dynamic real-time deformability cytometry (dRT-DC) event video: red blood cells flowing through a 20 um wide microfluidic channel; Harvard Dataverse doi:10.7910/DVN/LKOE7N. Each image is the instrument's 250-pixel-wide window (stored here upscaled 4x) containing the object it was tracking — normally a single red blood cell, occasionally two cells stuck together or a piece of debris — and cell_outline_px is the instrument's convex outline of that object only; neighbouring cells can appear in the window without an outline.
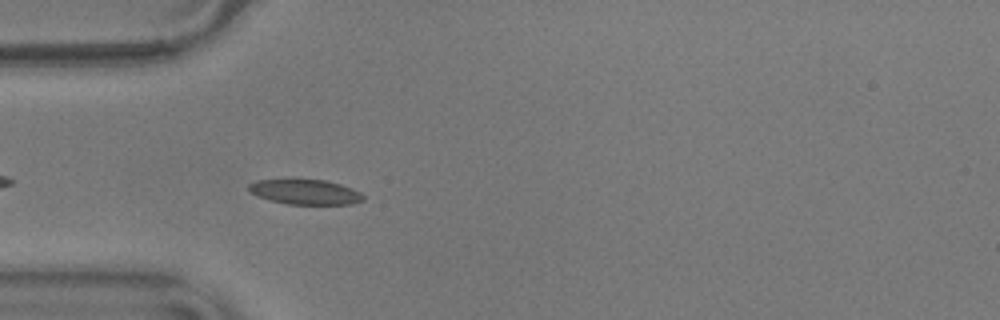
{"species": "common noctule bat (a hibernating species)", "species_latin": "Nyctalus noctula", "temperature_condition": "warm", "stored_images_in_passage": 44, "camera_frame_rate_fps": 3000, "um_per_image_px": 0.085, "animal": {"sex": "male", "body_mass_g": 17.9}, "frame": {"image": 1, "passage_image": 4, "time_ms": 1.0, "image_size_px": [1000, 320], "cell_outline_px": [[364, 200], [352, 204], [288, 204], [256, 196], [248, 192], [248, 184], [256, 180], [288, 176], [296, 176], [324, 180], [340, 184], [352, 188], [360, 192], [364, 196]], "centroid_in_image_um": [25.86, 16.25], "position_along_channel_um": 59.1, "area_um2": 17.69}}
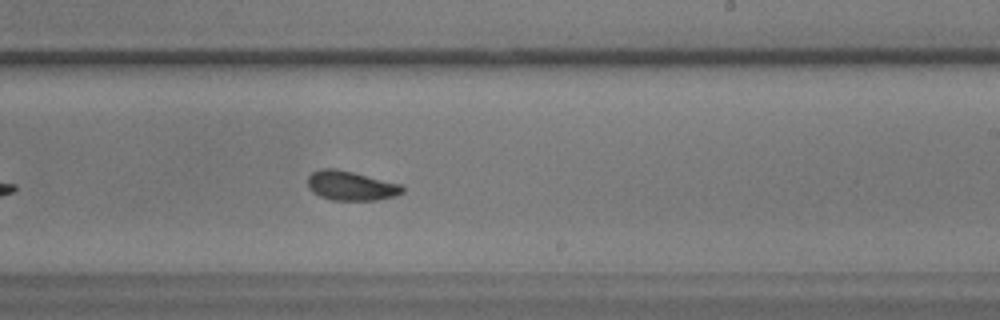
{"frame": {"image": 2, "passage_image": 21, "time_ms": 6.667, "image_size_px": [1000, 320], "cell_outline_px": [[404, 192], [396, 196], [376, 200], [332, 200], [320, 196], [312, 192], [308, 188], [308, 176], [312, 172], [320, 168], [336, 168], [400, 184], [404, 188]], "centroid_in_image_um": [29.8, 15.79], "position_along_channel_um": 259.2, "area_um2": 16.24}}
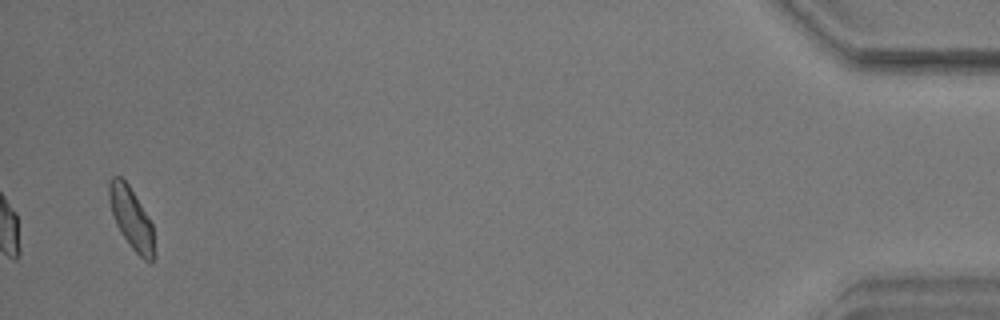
{"frame": {"image": 3, "passage_image": 42, "time_ms": 13.667, "image_size_px": [1000, 320], "cell_outline_px": [[156, 256], [152, 264], [144, 260], [132, 248], [120, 232], [116, 224], [108, 200], [108, 180], [112, 176], [120, 176], [128, 184], [152, 224]], "centroid_in_image_um": [11.17, 18.59], "position_along_channel_um": 424.0, "area_um2": 16.3}, "authors_computed_cell_mechanics": {"area_um2": 16.3863, "velocity_mm_per_s": 3.5626, "shape_relaxation_time_tau1_ms": 3.6751, "shape_relaxation_time_tau2_ms": 2.837, "deformation_change_tau1": 0.1191, "deformation_change_tau2": 0.0733}}